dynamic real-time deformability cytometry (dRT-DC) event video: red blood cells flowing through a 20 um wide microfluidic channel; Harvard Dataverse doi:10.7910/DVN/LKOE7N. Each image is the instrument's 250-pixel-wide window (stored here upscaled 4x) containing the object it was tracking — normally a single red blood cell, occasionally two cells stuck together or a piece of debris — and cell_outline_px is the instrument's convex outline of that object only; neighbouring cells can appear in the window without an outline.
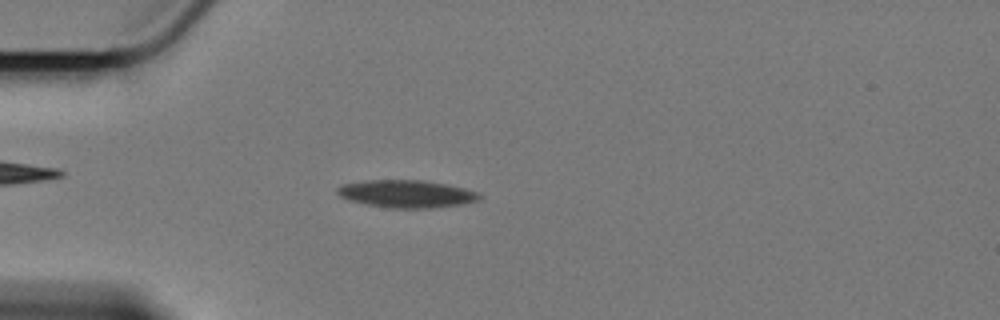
{"species": "Egyptian fruit bat (a non-hibernating species)", "species_latin": "Rousettus aegyptiacus", "temperature_condition": "cold", "stored_images_in_passage": 46, "camera_frame_rate_fps": 3000, "um_per_image_px": 0.085, "animal": {"sex": "female"}, "frame": {"image": 1, "passage_image": 3, "time_ms": 0.667, "image_size_px": [1000, 320], "cell_outline_px": [[480, 196], [476, 200], [460, 204], [432, 208], [392, 208], [368, 204], [348, 200], [340, 196], [336, 192], [336, 188], [340, 184], [368, 180], [420, 180], [444, 184], [464, 188], [476, 192]], "centroid_in_image_um": [34.47, 16.47], "position_along_channel_um": 50.5, "area_um2": 22.48}}
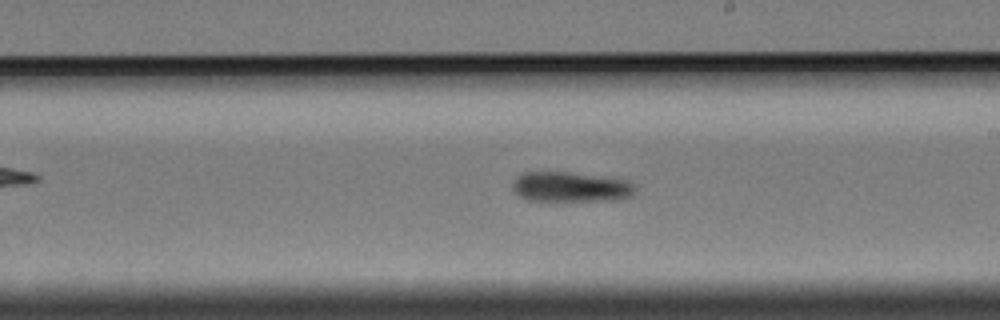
{"frame": {"image": 2, "passage_image": 21, "time_ms": 6.667, "image_size_px": [1000, 320], "cell_outline_px": [[636, 192], [632, 196], [620, 200], [528, 200], [520, 196], [512, 188], [512, 184], [516, 176], [524, 172], [568, 172], [632, 180], [636, 188]], "centroid_in_image_um": [48.57, 15.88], "position_along_channel_um": 240.4, "area_um2": 21.62}}
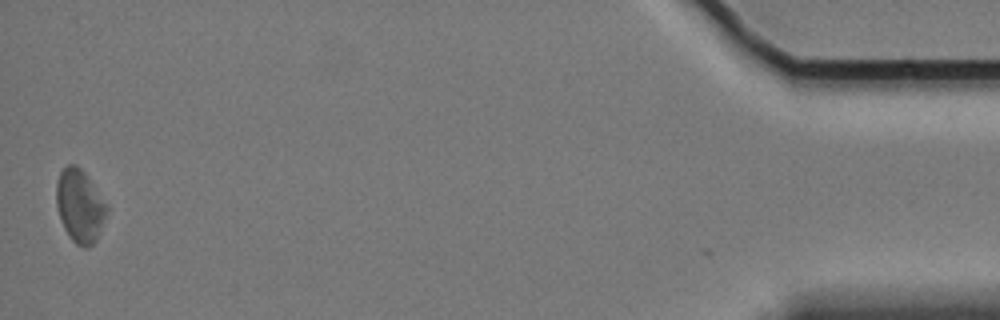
{"frame": {"image": 3, "passage_image": 45, "time_ms": 14.667, "image_size_px": [1000, 320], "cell_outline_px": [[108, 212], [96, 240], [88, 248], [84, 248], [76, 244], [68, 236], [60, 220], [56, 204], [56, 184], [60, 172], [68, 164], [76, 164], [84, 172], [108, 204]], "centroid_in_image_um": [6.79, 17.51], "position_along_channel_um": 428.4, "area_um2": 21.62}, "authors_computed_cell_mechanics": {"area_um2": 22.1085, "velocity_mm_per_s": 3.3944, "shape_relaxation_time_tau1_ms": 2.8618, "shape_relaxation_time_tau2_ms": null, "deformation_change_tau1": 0.0709, "deformation_change_tau2": null}}